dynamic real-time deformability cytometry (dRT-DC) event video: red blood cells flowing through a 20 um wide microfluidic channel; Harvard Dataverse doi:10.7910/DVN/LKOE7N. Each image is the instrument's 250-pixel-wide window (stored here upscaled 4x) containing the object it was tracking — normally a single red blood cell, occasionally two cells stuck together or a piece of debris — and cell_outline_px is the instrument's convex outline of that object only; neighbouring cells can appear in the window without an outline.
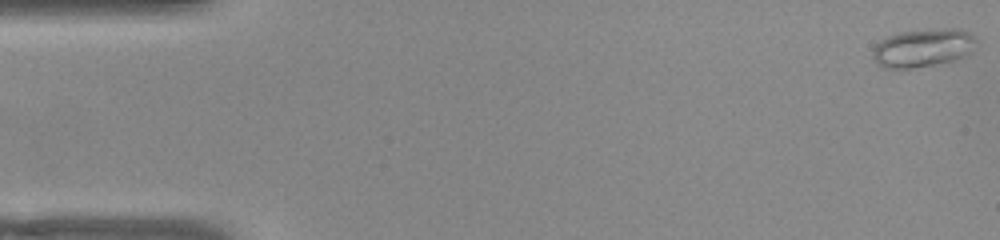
{"species": "common noctule bat (a hibernating species)", "species_latin": "Nyctalus noctula", "temperature_condition": "warm", "stored_images_in_passage": 53, "camera_frame_rate_fps": 3000, "um_per_image_px": 0.085, "animal": {"sex": "female", "body_mass_g": 22.0, "forearm_length_mm": 56.7}, "frame": {"image": 1, "passage_image": 1, "time_ms": 0.0, "image_size_px": [1000, 240], "cell_outline_px": [[980, 40], [972, 52], [968, 56], [936, 64], [912, 68], [880, 68], [876, 64], [872, 56], [872, 48], [880, 40], [888, 36], [900, 32], [948, 28], [960, 28], [968, 32]], "centroid_in_image_um": [78.48, 4.07], "position_along_channel_um": 6.5, "area_um2": 23.52}}
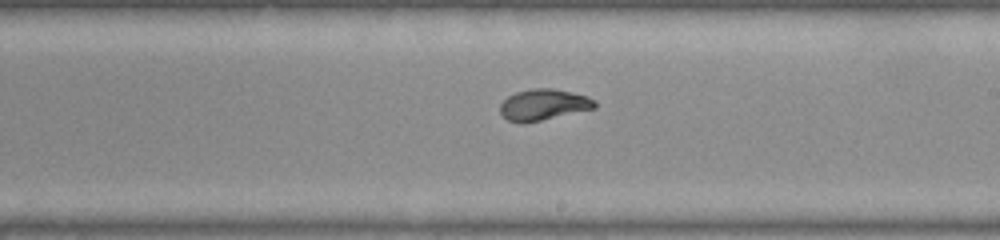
{"frame": {"image": 2, "passage_image": 30, "time_ms": 9.667, "image_size_px": [1000, 240], "cell_outline_px": [[596, 108], [524, 124], [520, 124], [508, 120], [500, 112], [500, 104], [508, 96], [516, 92], [532, 88], [552, 88], [588, 96], [596, 100]], "centroid_in_image_um": [46.2, 8.91], "position_along_channel_um": 242.8, "area_um2": 17.28}}
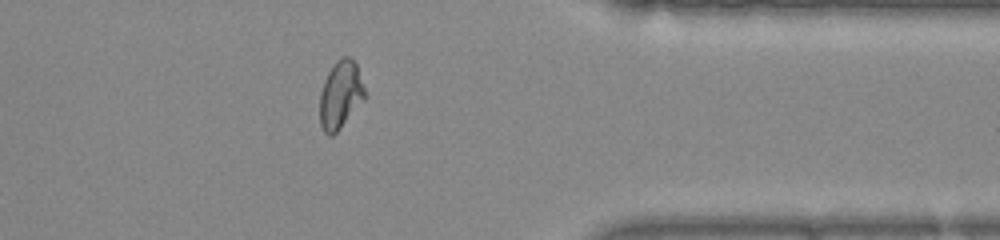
{"frame": {"image": 3, "passage_image": 42, "time_ms": 13.667, "image_size_px": [1000, 240], "cell_outline_px": [[364, 96], [340, 128], [332, 136], [328, 136], [324, 132], [320, 124], [320, 92], [324, 80], [332, 64], [340, 56], [348, 56], [356, 64], [364, 88]], "centroid_in_image_um": [28.89, 8.03], "position_along_channel_um": 382.5, "area_um2": 17.34}, "authors_computed_cell_mechanics": {"area_um2": 17.8602, "velocity_mm_per_s": 3.8674, "shape_relaxation_time_tau1_ms": 5.0503, "shape_relaxation_time_tau2_ms": 0.8692, "deformation_change_tau1": 0.2199, "deformation_change_tau2": 0.0571}}